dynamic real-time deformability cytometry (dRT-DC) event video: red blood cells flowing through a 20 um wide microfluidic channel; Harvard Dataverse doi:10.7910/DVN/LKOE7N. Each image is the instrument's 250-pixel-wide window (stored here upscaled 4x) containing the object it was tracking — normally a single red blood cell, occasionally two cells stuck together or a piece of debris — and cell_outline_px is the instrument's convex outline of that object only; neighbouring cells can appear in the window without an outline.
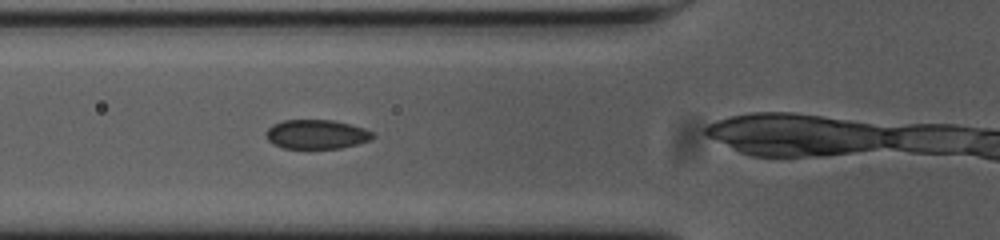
{"species": "common noctule bat (a hibernating species)", "species_latin": "Nyctalus noctula", "temperature_condition": "cold", "stored_images_in_passage": 15, "camera_frame_rate_fps": 3000, "um_per_image_px": 0.085, "animal": {"sex": "female", "body_mass_g": 23.0, "forearm_length_mm": 53.4}, "frame": {"image": 1, "passage_image": 11, "time_ms": 3.333, "image_size_px": [1000, 240], "cell_outline_px": [[376, 136], [372, 140], [340, 148], [284, 148], [272, 144], [264, 136], [264, 132], [272, 124], [284, 120], [332, 120], [364, 128], [372, 132]], "centroid_in_image_um": [26.87, 11.42], "position_along_channel_um": 98.9, "area_um2": 18.26}}